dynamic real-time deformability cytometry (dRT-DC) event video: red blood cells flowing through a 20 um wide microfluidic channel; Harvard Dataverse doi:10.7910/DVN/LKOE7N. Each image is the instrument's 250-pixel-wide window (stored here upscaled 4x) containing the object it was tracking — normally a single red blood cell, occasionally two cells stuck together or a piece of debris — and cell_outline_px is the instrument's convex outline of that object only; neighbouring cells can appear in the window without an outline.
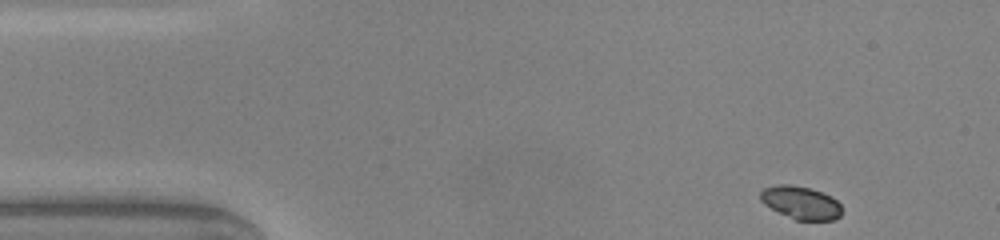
{"species": "common noctule bat (a hibernating species)", "species_latin": "Nyctalus noctula", "temperature_condition": "warm", "stored_images_in_passage": 8, "camera_frame_rate_fps": 3000, "um_per_image_px": 0.085, "animal": {"sex": "male", "body_mass_g": 20.0, "forearm_length_mm": 53.3}, "frame": {"image": 1, "passage_image": 1, "time_ms": 0.0, "image_size_px": [1000, 240], "cell_outline_px": [[840, 216], [832, 220], [796, 220], [764, 204], [760, 200], [760, 192], [764, 188], [776, 184], [792, 184], [808, 188], [832, 196], [840, 204]], "centroid_in_image_um": [68.05, 17.21], "position_along_channel_um": 16.9, "area_um2": 15.43}}